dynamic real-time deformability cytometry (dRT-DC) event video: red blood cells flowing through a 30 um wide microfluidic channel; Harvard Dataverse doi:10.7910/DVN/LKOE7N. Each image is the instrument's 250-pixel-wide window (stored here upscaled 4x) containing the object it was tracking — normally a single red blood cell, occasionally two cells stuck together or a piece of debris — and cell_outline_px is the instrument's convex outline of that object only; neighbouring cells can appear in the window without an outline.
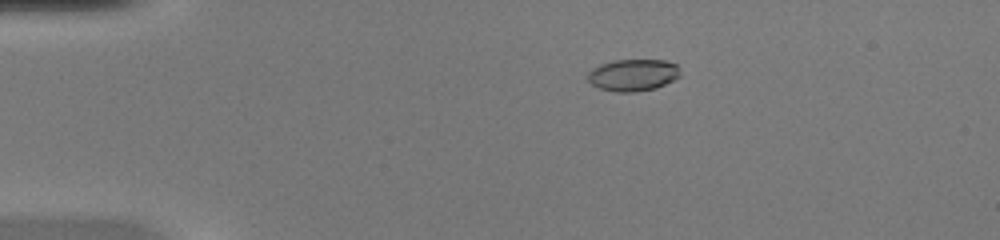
{"species": "common noctule bat (a hibernating species)", "species_latin": "Nyctalus noctula", "temperature_condition": "warm", "stored_images_in_passage": 51, "camera_frame_rate_fps": 3000, "um_per_image_px": 0.085, "animal": {"sex": "female", "body_mass_g": 20.0, "forearm_length_mm": 54.0}, "frame": {"image": 1, "passage_image": 11, "time_ms": 3.333, "image_size_px": [1000, 240], "cell_outline_px": [[680, 76], [656, 88], [636, 92], [616, 92], [600, 88], [592, 84], [588, 80], [588, 72], [592, 68], [600, 64], [612, 60], [664, 60], [676, 64]], "centroid_in_image_um": [53.78, 6.37], "position_along_channel_um": 31.2, "area_um2": 17.11}}
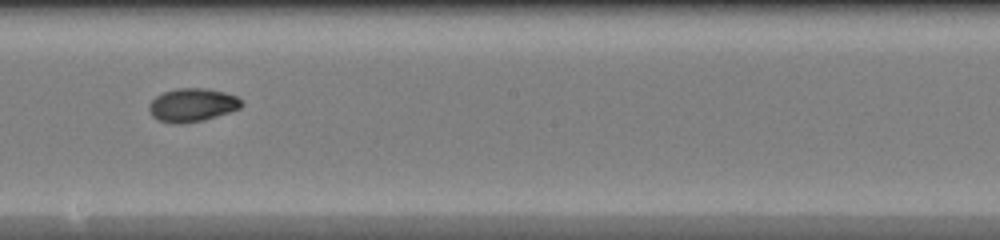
{"frame": {"image": 2, "passage_image": 30, "time_ms": 9.667, "image_size_px": [1000, 240], "cell_outline_px": [[244, 104], [240, 108], [204, 120], [184, 124], [172, 124], [156, 120], [152, 116], [148, 108], [148, 104], [156, 96], [164, 92], [176, 88], [204, 88], [224, 92], [236, 96]], "centroid_in_image_um": [16.3, 8.94], "position_along_channel_um": 231.9, "area_um2": 18.09}}
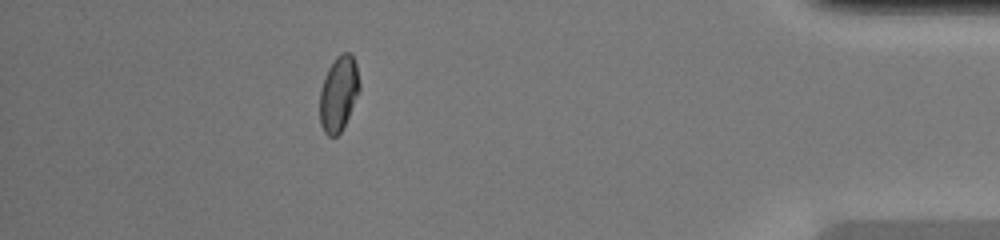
{"frame": {"image": 3, "passage_image": 46, "time_ms": 15.0, "image_size_px": [1000, 240], "cell_outline_px": [[360, 88], [348, 116], [340, 132], [336, 136], [328, 136], [324, 132], [320, 124], [320, 88], [324, 76], [328, 68], [336, 56], [340, 52], [348, 52], [352, 56], [356, 64], [360, 84]], "centroid_in_image_um": [28.76, 7.92], "position_along_channel_um": 406.4, "area_um2": 17.28}, "authors_computed_cell_mechanics": {"area_um2": 17.4556, "velocity_mm_per_s": 4.1437, "shape_relaxation_time_tau1_ms": 4.1883, "shape_relaxation_time_tau2_ms": 2.6103, "deformation_change_tau1": 0.1873, "deformation_change_tau2": 0.0376}}